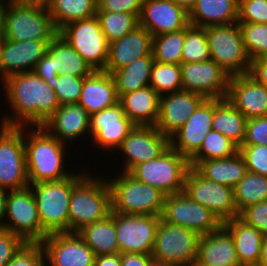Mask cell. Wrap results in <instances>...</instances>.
<instances>
[{
	"label": "cell",
	"mask_w": 267,
	"mask_h": 266,
	"mask_svg": "<svg viewBox=\"0 0 267 266\" xmlns=\"http://www.w3.org/2000/svg\"><path fill=\"white\" fill-rule=\"evenodd\" d=\"M2 84L3 95L13 110V116L10 112L1 118L3 126H43L60 106L54 89L33 71L10 75Z\"/></svg>",
	"instance_id": "cell-1"
},
{
	"label": "cell",
	"mask_w": 267,
	"mask_h": 266,
	"mask_svg": "<svg viewBox=\"0 0 267 266\" xmlns=\"http://www.w3.org/2000/svg\"><path fill=\"white\" fill-rule=\"evenodd\" d=\"M30 129L29 132V127H24L29 184L60 181L70 177L73 173L65 169L67 164H64L68 153L65 150L67 144L49 134L42 126H32Z\"/></svg>",
	"instance_id": "cell-2"
},
{
	"label": "cell",
	"mask_w": 267,
	"mask_h": 266,
	"mask_svg": "<svg viewBox=\"0 0 267 266\" xmlns=\"http://www.w3.org/2000/svg\"><path fill=\"white\" fill-rule=\"evenodd\" d=\"M110 212L111 191L107 178L89 172L72 189L68 233H77L86 225L102 221Z\"/></svg>",
	"instance_id": "cell-3"
},
{
	"label": "cell",
	"mask_w": 267,
	"mask_h": 266,
	"mask_svg": "<svg viewBox=\"0 0 267 266\" xmlns=\"http://www.w3.org/2000/svg\"><path fill=\"white\" fill-rule=\"evenodd\" d=\"M80 171L60 181L31 184L42 229L47 233H68L69 203L73 187L87 174Z\"/></svg>",
	"instance_id": "cell-4"
},
{
	"label": "cell",
	"mask_w": 267,
	"mask_h": 266,
	"mask_svg": "<svg viewBox=\"0 0 267 266\" xmlns=\"http://www.w3.org/2000/svg\"><path fill=\"white\" fill-rule=\"evenodd\" d=\"M120 174L107 179L111 191V211L125 215L161 216L166 194L136 180L128 172L121 171Z\"/></svg>",
	"instance_id": "cell-5"
},
{
	"label": "cell",
	"mask_w": 267,
	"mask_h": 266,
	"mask_svg": "<svg viewBox=\"0 0 267 266\" xmlns=\"http://www.w3.org/2000/svg\"><path fill=\"white\" fill-rule=\"evenodd\" d=\"M4 39L11 41H52L57 35L46 7L16 4L7 0L4 7Z\"/></svg>",
	"instance_id": "cell-6"
},
{
	"label": "cell",
	"mask_w": 267,
	"mask_h": 266,
	"mask_svg": "<svg viewBox=\"0 0 267 266\" xmlns=\"http://www.w3.org/2000/svg\"><path fill=\"white\" fill-rule=\"evenodd\" d=\"M190 167L187 158L169 147L158 158L138 164L128 173L136 180L172 195L183 192Z\"/></svg>",
	"instance_id": "cell-7"
},
{
	"label": "cell",
	"mask_w": 267,
	"mask_h": 266,
	"mask_svg": "<svg viewBox=\"0 0 267 266\" xmlns=\"http://www.w3.org/2000/svg\"><path fill=\"white\" fill-rule=\"evenodd\" d=\"M204 28L211 60L230 77L249 73L251 59L246 52L239 23Z\"/></svg>",
	"instance_id": "cell-8"
},
{
	"label": "cell",
	"mask_w": 267,
	"mask_h": 266,
	"mask_svg": "<svg viewBox=\"0 0 267 266\" xmlns=\"http://www.w3.org/2000/svg\"><path fill=\"white\" fill-rule=\"evenodd\" d=\"M58 34L62 36L94 71H104L108 61L109 43L98 17L70 22Z\"/></svg>",
	"instance_id": "cell-9"
},
{
	"label": "cell",
	"mask_w": 267,
	"mask_h": 266,
	"mask_svg": "<svg viewBox=\"0 0 267 266\" xmlns=\"http://www.w3.org/2000/svg\"><path fill=\"white\" fill-rule=\"evenodd\" d=\"M200 235L160 218L151 257L177 266H192L196 261Z\"/></svg>",
	"instance_id": "cell-10"
},
{
	"label": "cell",
	"mask_w": 267,
	"mask_h": 266,
	"mask_svg": "<svg viewBox=\"0 0 267 266\" xmlns=\"http://www.w3.org/2000/svg\"><path fill=\"white\" fill-rule=\"evenodd\" d=\"M5 218L2 228L19 236L25 243H40L48 235L41 227L30 186L8 191Z\"/></svg>",
	"instance_id": "cell-11"
},
{
	"label": "cell",
	"mask_w": 267,
	"mask_h": 266,
	"mask_svg": "<svg viewBox=\"0 0 267 266\" xmlns=\"http://www.w3.org/2000/svg\"><path fill=\"white\" fill-rule=\"evenodd\" d=\"M29 186L24 126L0 125V187L20 190Z\"/></svg>",
	"instance_id": "cell-12"
},
{
	"label": "cell",
	"mask_w": 267,
	"mask_h": 266,
	"mask_svg": "<svg viewBox=\"0 0 267 266\" xmlns=\"http://www.w3.org/2000/svg\"><path fill=\"white\" fill-rule=\"evenodd\" d=\"M183 192L196 203L211 210L222 224L239 217L234 189L205 179L193 167L187 172Z\"/></svg>",
	"instance_id": "cell-13"
},
{
	"label": "cell",
	"mask_w": 267,
	"mask_h": 266,
	"mask_svg": "<svg viewBox=\"0 0 267 266\" xmlns=\"http://www.w3.org/2000/svg\"><path fill=\"white\" fill-rule=\"evenodd\" d=\"M161 219L199 235L212 233L223 225L211 210L196 203L184 192L166 195Z\"/></svg>",
	"instance_id": "cell-14"
},
{
	"label": "cell",
	"mask_w": 267,
	"mask_h": 266,
	"mask_svg": "<svg viewBox=\"0 0 267 266\" xmlns=\"http://www.w3.org/2000/svg\"><path fill=\"white\" fill-rule=\"evenodd\" d=\"M161 216L125 215L114 212L120 253L151 254Z\"/></svg>",
	"instance_id": "cell-15"
},
{
	"label": "cell",
	"mask_w": 267,
	"mask_h": 266,
	"mask_svg": "<svg viewBox=\"0 0 267 266\" xmlns=\"http://www.w3.org/2000/svg\"><path fill=\"white\" fill-rule=\"evenodd\" d=\"M182 89L207 99L227 97L230 76L213 60L181 63Z\"/></svg>",
	"instance_id": "cell-16"
},
{
	"label": "cell",
	"mask_w": 267,
	"mask_h": 266,
	"mask_svg": "<svg viewBox=\"0 0 267 266\" xmlns=\"http://www.w3.org/2000/svg\"><path fill=\"white\" fill-rule=\"evenodd\" d=\"M134 127L135 124L125 115L118 102L90 115L88 135L99 150L116 151Z\"/></svg>",
	"instance_id": "cell-17"
},
{
	"label": "cell",
	"mask_w": 267,
	"mask_h": 266,
	"mask_svg": "<svg viewBox=\"0 0 267 266\" xmlns=\"http://www.w3.org/2000/svg\"><path fill=\"white\" fill-rule=\"evenodd\" d=\"M169 147V137L156 126L135 125L117 150L125 155L122 172H129L138 164L158 158Z\"/></svg>",
	"instance_id": "cell-18"
},
{
	"label": "cell",
	"mask_w": 267,
	"mask_h": 266,
	"mask_svg": "<svg viewBox=\"0 0 267 266\" xmlns=\"http://www.w3.org/2000/svg\"><path fill=\"white\" fill-rule=\"evenodd\" d=\"M40 243L46 266H94L95 254L78 233H50Z\"/></svg>",
	"instance_id": "cell-19"
},
{
	"label": "cell",
	"mask_w": 267,
	"mask_h": 266,
	"mask_svg": "<svg viewBox=\"0 0 267 266\" xmlns=\"http://www.w3.org/2000/svg\"><path fill=\"white\" fill-rule=\"evenodd\" d=\"M214 99L205 98L185 124L169 137L170 147L190 160L212 129Z\"/></svg>",
	"instance_id": "cell-20"
},
{
	"label": "cell",
	"mask_w": 267,
	"mask_h": 266,
	"mask_svg": "<svg viewBox=\"0 0 267 266\" xmlns=\"http://www.w3.org/2000/svg\"><path fill=\"white\" fill-rule=\"evenodd\" d=\"M188 24V13L174 1L143 0L139 25L153 37L181 30Z\"/></svg>",
	"instance_id": "cell-21"
},
{
	"label": "cell",
	"mask_w": 267,
	"mask_h": 266,
	"mask_svg": "<svg viewBox=\"0 0 267 266\" xmlns=\"http://www.w3.org/2000/svg\"><path fill=\"white\" fill-rule=\"evenodd\" d=\"M226 98L246 119L267 116V87L249 73L230 78Z\"/></svg>",
	"instance_id": "cell-22"
},
{
	"label": "cell",
	"mask_w": 267,
	"mask_h": 266,
	"mask_svg": "<svg viewBox=\"0 0 267 266\" xmlns=\"http://www.w3.org/2000/svg\"><path fill=\"white\" fill-rule=\"evenodd\" d=\"M205 98L184 89L160 96L156 128L170 137L181 128Z\"/></svg>",
	"instance_id": "cell-23"
},
{
	"label": "cell",
	"mask_w": 267,
	"mask_h": 266,
	"mask_svg": "<svg viewBox=\"0 0 267 266\" xmlns=\"http://www.w3.org/2000/svg\"><path fill=\"white\" fill-rule=\"evenodd\" d=\"M50 42L4 39L0 59V81L13 74L32 72L36 63L46 54Z\"/></svg>",
	"instance_id": "cell-24"
},
{
	"label": "cell",
	"mask_w": 267,
	"mask_h": 266,
	"mask_svg": "<svg viewBox=\"0 0 267 266\" xmlns=\"http://www.w3.org/2000/svg\"><path fill=\"white\" fill-rule=\"evenodd\" d=\"M89 120L87 111L79 103H73L60 105L42 127L59 141L70 144L90 133Z\"/></svg>",
	"instance_id": "cell-25"
},
{
	"label": "cell",
	"mask_w": 267,
	"mask_h": 266,
	"mask_svg": "<svg viewBox=\"0 0 267 266\" xmlns=\"http://www.w3.org/2000/svg\"><path fill=\"white\" fill-rule=\"evenodd\" d=\"M152 41L153 36L142 26H137L130 33L109 44L108 61L104 71L111 74L137 58L151 55Z\"/></svg>",
	"instance_id": "cell-26"
},
{
	"label": "cell",
	"mask_w": 267,
	"mask_h": 266,
	"mask_svg": "<svg viewBox=\"0 0 267 266\" xmlns=\"http://www.w3.org/2000/svg\"><path fill=\"white\" fill-rule=\"evenodd\" d=\"M193 264L240 266L231 233L223 225L212 233L200 235Z\"/></svg>",
	"instance_id": "cell-27"
},
{
	"label": "cell",
	"mask_w": 267,
	"mask_h": 266,
	"mask_svg": "<svg viewBox=\"0 0 267 266\" xmlns=\"http://www.w3.org/2000/svg\"><path fill=\"white\" fill-rule=\"evenodd\" d=\"M119 97L112 75L105 71H94L84 78L78 103L89 115L114 106Z\"/></svg>",
	"instance_id": "cell-28"
},
{
	"label": "cell",
	"mask_w": 267,
	"mask_h": 266,
	"mask_svg": "<svg viewBox=\"0 0 267 266\" xmlns=\"http://www.w3.org/2000/svg\"><path fill=\"white\" fill-rule=\"evenodd\" d=\"M125 115L139 126H155L159 116L160 95L150 86L119 97Z\"/></svg>",
	"instance_id": "cell-29"
},
{
	"label": "cell",
	"mask_w": 267,
	"mask_h": 266,
	"mask_svg": "<svg viewBox=\"0 0 267 266\" xmlns=\"http://www.w3.org/2000/svg\"><path fill=\"white\" fill-rule=\"evenodd\" d=\"M239 0H196L188 13L189 24L199 27L238 22Z\"/></svg>",
	"instance_id": "cell-30"
},
{
	"label": "cell",
	"mask_w": 267,
	"mask_h": 266,
	"mask_svg": "<svg viewBox=\"0 0 267 266\" xmlns=\"http://www.w3.org/2000/svg\"><path fill=\"white\" fill-rule=\"evenodd\" d=\"M223 226L231 233L240 266H257L264 235L239 217Z\"/></svg>",
	"instance_id": "cell-31"
},
{
	"label": "cell",
	"mask_w": 267,
	"mask_h": 266,
	"mask_svg": "<svg viewBox=\"0 0 267 266\" xmlns=\"http://www.w3.org/2000/svg\"><path fill=\"white\" fill-rule=\"evenodd\" d=\"M205 179L234 188L247 173L240 152L224 159L200 161L193 167Z\"/></svg>",
	"instance_id": "cell-32"
},
{
	"label": "cell",
	"mask_w": 267,
	"mask_h": 266,
	"mask_svg": "<svg viewBox=\"0 0 267 266\" xmlns=\"http://www.w3.org/2000/svg\"><path fill=\"white\" fill-rule=\"evenodd\" d=\"M46 53L52 58L58 75L85 78L94 72L86 60L59 34L49 43Z\"/></svg>",
	"instance_id": "cell-33"
},
{
	"label": "cell",
	"mask_w": 267,
	"mask_h": 266,
	"mask_svg": "<svg viewBox=\"0 0 267 266\" xmlns=\"http://www.w3.org/2000/svg\"><path fill=\"white\" fill-rule=\"evenodd\" d=\"M247 119L227 99H214L212 130L220 132L240 147L246 135Z\"/></svg>",
	"instance_id": "cell-34"
},
{
	"label": "cell",
	"mask_w": 267,
	"mask_h": 266,
	"mask_svg": "<svg viewBox=\"0 0 267 266\" xmlns=\"http://www.w3.org/2000/svg\"><path fill=\"white\" fill-rule=\"evenodd\" d=\"M77 233L93 250L95 256L119 253L112 211L104 220L86 225Z\"/></svg>",
	"instance_id": "cell-35"
},
{
	"label": "cell",
	"mask_w": 267,
	"mask_h": 266,
	"mask_svg": "<svg viewBox=\"0 0 267 266\" xmlns=\"http://www.w3.org/2000/svg\"><path fill=\"white\" fill-rule=\"evenodd\" d=\"M153 55L137 58L129 65L111 73L118 97L149 86Z\"/></svg>",
	"instance_id": "cell-36"
},
{
	"label": "cell",
	"mask_w": 267,
	"mask_h": 266,
	"mask_svg": "<svg viewBox=\"0 0 267 266\" xmlns=\"http://www.w3.org/2000/svg\"><path fill=\"white\" fill-rule=\"evenodd\" d=\"M48 11L59 31L70 22L95 16L97 0H52Z\"/></svg>",
	"instance_id": "cell-37"
},
{
	"label": "cell",
	"mask_w": 267,
	"mask_h": 266,
	"mask_svg": "<svg viewBox=\"0 0 267 266\" xmlns=\"http://www.w3.org/2000/svg\"><path fill=\"white\" fill-rule=\"evenodd\" d=\"M233 189L235 205L240 213L250 205L267 200V177L247 171Z\"/></svg>",
	"instance_id": "cell-38"
},
{
	"label": "cell",
	"mask_w": 267,
	"mask_h": 266,
	"mask_svg": "<svg viewBox=\"0 0 267 266\" xmlns=\"http://www.w3.org/2000/svg\"><path fill=\"white\" fill-rule=\"evenodd\" d=\"M238 152L239 147L234 142L220 132L211 129L189 163L191 167H194L200 161L229 158Z\"/></svg>",
	"instance_id": "cell-39"
},
{
	"label": "cell",
	"mask_w": 267,
	"mask_h": 266,
	"mask_svg": "<svg viewBox=\"0 0 267 266\" xmlns=\"http://www.w3.org/2000/svg\"><path fill=\"white\" fill-rule=\"evenodd\" d=\"M185 28L153 37L152 55L160 63L181 64Z\"/></svg>",
	"instance_id": "cell-40"
},
{
	"label": "cell",
	"mask_w": 267,
	"mask_h": 266,
	"mask_svg": "<svg viewBox=\"0 0 267 266\" xmlns=\"http://www.w3.org/2000/svg\"><path fill=\"white\" fill-rule=\"evenodd\" d=\"M101 30L108 43H112L139 26V17L124 12L97 11Z\"/></svg>",
	"instance_id": "cell-41"
},
{
	"label": "cell",
	"mask_w": 267,
	"mask_h": 266,
	"mask_svg": "<svg viewBox=\"0 0 267 266\" xmlns=\"http://www.w3.org/2000/svg\"><path fill=\"white\" fill-rule=\"evenodd\" d=\"M149 86L160 96L181 90L180 64L160 63L154 60Z\"/></svg>",
	"instance_id": "cell-42"
},
{
	"label": "cell",
	"mask_w": 267,
	"mask_h": 266,
	"mask_svg": "<svg viewBox=\"0 0 267 266\" xmlns=\"http://www.w3.org/2000/svg\"><path fill=\"white\" fill-rule=\"evenodd\" d=\"M211 60L208 39L204 27L188 24L182 48V63Z\"/></svg>",
	"instance_id": "cell-43"
},
{
	"label": "cell",
	"mask_w": 267,
	"mask_h": 266,
	"mask_svg": "<svg viewBox=\"0 0 267 266\" xmlns=\"http://www.w3.org/2000/svg\"><path fill=\"white\" fill-rule=\"evenodd\" d=\"M239 27L251 61L267 58V23H239Z\"/></svg>",
	"instance_id": "cell-44"
},
{
	"label": "cell",
	"mask_w": 267,
	"mask_h": 266,
	"mask_svg": "<svg viewBox=\"0 0 267 266\" xmlns=\"http://www.w3.org/2000/svg\"><path fill=\"white\" fill-rule=\"evenodd\" d=\"M83 77L74 75H58L52 83H47L54 89L60 105L78 103L83 86Z\"/></svg>",
	"instance_id": "cell-45"
},
{
	"label": "cell",
	"mask_w": 267,
	"mask_h": 266,
	"mask_svg": "<svg viewBox=\"0 0 267 266\" xmlns=\"http://www.w3.org/2000/svg\"><path fill=\"white\" fill-rule=\"evenodd\" d=\"M41 243H24L6 266H46Z\"/></svg>",
	"instance_id": "cell-46"
},
{
	"label": "cell",
	"mask_w": 267,
	"mask_h": 266,
	"mask_svg": "<svg viewBox=\"0 0 267 266\" xmlns=\"http://www.w3.org/2000/svg\"><path fill=\"white\" fill-rule=\"evenodd\" d=\"M247 170L267 177V145H241Z\"/></svg>",
	"instance_id": "cell-47"
},
{
	"label": "cell",
	"mask_w": 267,
	"mask_h": 266,
	"mask_svg": "<svg viewBox=\"0 0 267 266\" xmlns=\"http://www.w3.org/2000/svg\"><path fill=\"white\" fill-rule=\"evenodd\" d=\"M238 23H267V0H239Z\"/></svg>",
	"instance_id": "cell-48"
},
{
	"label": "cell",
	"mask_w": 267,
	"mask_h": 266,
	"mask_svg": "<svg viewBox=\"0 0 267 266\" xmlns=\"http://www.w3.org/2000/svg\"><path fill=\"white\" fill-rule=\"evenodd\" d=\"M239 218L267 236V200L246 207L239 213Z\"/></svg>",
	"instance_id": "cell-49"
},
{
	"label": "cell",
	"mask_w": 267,
	"mask_h": 266,
	"mask_svg": "<svg viewBox=\"0 0 267 266\" xmlns=\"http://www.w3.org/2000/svg\"><path fill=\"white\" fill-rule=\"evenodd\" d=\"M242 145H267V116L247 119Z\"/></svg>",
	"instance_id": "cell-50"
},
{
	"label": "cell",
	"mask_w": 267,
	"mask_h": 266,
	"mask_svg": "<svg viewBox=\"0 0 267 266\" xmlns=\"http://www.w3.org/2000/svg\"><path fill=\"white\" fill-rule=\"evenodd\" d=\"M24 243L19 236L0 227V266H6Z\"/></svg>",
	"instance_id": "cell-51"
},
{
	"label": "cell",
	"mask_w": 267,
	"mask_h": 266,
	"mask_svg": "<svg viewBox=\"0 0 267 266\" xmlns=\"http://www.w3.org/2000/svg\"><path fill=\"white\" fill-rule=\"evenodd\" d=\"M143 0H97V11L124 12L140 17Z\"/></svg>",
	"instance_id": "cell-52"
},
{
	"label": "cell",
	"mask_w": 267,
	"mask_h": 266,
	"mask_svg": "<svg viewBox=\"0 0 267 266\" xmlns=\"http://www.w3.org/2000/svg\"><path fill=\"white\" fill-rule=\"evenodd\" d=\"M33 72L47 83H52L54 78L58 77L57 71L54 70L53 60L47 53L36 63Z\"/></svg>",
	"instance_id": "cell-53"
},
{
	"label": "cell",
	"mask_w": 267,
	"mask_h": 266,
	"mask_svg": "<svg viewBox=\"0 0 267 266\" xmlns=\"http://www.w3.org/2000/svg\"><path fill=\"white\" fill-rule=\"evenodd\" d=\"M151 254L120 253L121 266H150Z\"/></svg>",
	"instance_id": "cell-54"
},
{
	"label": "cell",
	"mask_w": 267,
	"mask_h": 266,
	"mask_svg": "<svg viewBox=\"0 0 267 266\" xmlns=\"http://www.w3.org/2000/svg\"><path fill=\"white\" fill-rule=\"evenodd\" d=\"M249 74L267 87V58H258L251 61Z\"/></svg>",
	"instance_id": "cell-55"
},
{
	"label": "cell",
	"mask_w": 267,
	"mask_h": 266,
	"mask_svg": "<svg viewBox=\"0 0 267 266\" xmlns=\"http://www.w3.org/2000/svg\"><path fill=\"white\" fill-rule=\"evenodd\" d=\"M94 266H121L120 254L95 256Z\"/></svg>",
	"instance_id": "cell-56"
},
{
	"label": "cell",
	"mask_w": 267,
	"mask_h": 266,
	"mask_svg": "<svg viewBox=\"0 0 267 266\" xmlns=\"http://www.w3.org/2000/svg\"><path fill=\"white\" fill-rule=\"evenodd\" d=\"M7 189L0 187V227L3 226L6 215V199L8 194Z\"/></svg>",
	"instance_id": "cell-57"
},
{
	"label": "cell",
	"mask_w": 267,
	"mask_h": 266,
	"mask_svg": "<svg viewBox=\"0 0 267 266\" xmlns=\"http://www.w3.org/2000/svg\"><path fill=\"white\" fill-rule=\"evenodd\" d=\"M20 5H28L35 7H46L50 6L52 0H10Z\"/></svg>",
	"instance_id": "cell-58"
},
{
	"label": "cell",
	"mask_w": 267,
	"mask_h": 266,
	"mask_svg": "<svg viewBox=\"0 0 267 266\" xmlns=\"http://www.w3.org/2000/svg\"><path fill=\"white\" fill-rule=\"evenodd\" d=\"M257 266H267V236H264L263 238L260 258Z\"/></svg>",
	"instance_id": "cell-59"
},
{
	"label": "cell",
	"mask_w": 267,
	"mask_h": 266,
	"mask_svg": "<svg viewBox=\"0 0 267 266\" xmlns=\"http://www.w3.org/2000/svg\"><path fill=\"white\" fill-rule=\"evenodd\" d=\"M177 5L182 7L187 13L191 11V9L194 7L196 0H172Z\"/></svg>",
	"instance_id": "cell-60"
},
{
	"label": "cell",
	"mask_w": 267,
	"mask_h": 266,
	"mask_svg": "<svg viewBox=\"0 0 267 266\" xmlns=\"http://www.w3.org/2000/svg\"><path fill=\"white\" fill-rule=\"evenodd\" d=\"M6 1V0H5ZM4 0H0V38L4 37V7H5V2Z\"/></svg>",
	"instance_id": "cell-61"
},
{
	"label": "cell",
	"mask_w": 267,
	"mask_h": 266,
	"mask_svg": "<svg viewBox=\"0 0 267 266\" xmlns=\"http://www.w3.org/2000/svg\"><path fill=\"white\" fill-rule=\"evenodd\" d=\"M150 266H177V265L152 259Z\"/></svg>",
	"instance_id": "cell-62"
},
{
	"label": "cell",
	"mask_w": 267,
	"mask_h": 266,
	"mask_svg": "<svg viewBox=\"0 0 267 266\" xmlns=\"http://www.w3.org/2000/svg\"><path fill=\"white\" fill-rule=\"evenodd\" d=\"M3 40H4V37L3 38H0V59H1V52H2Z\"/></svg>",
	"instance_id": "cell-63"
},
{
	"label": "cell",
	"mask_w": 267,
	"mask_h": 266,
	"mask_svg": "<svg viewBox=\"0 0 267 266\" xmlns=\"http://www.w3.org/2000/svg\"><path fill=\"white\" fill-rule=\"evenodd\" d=\"M192 266H211V265H207V264H193ZM216 266V265H214Z\"/></svg>",
	"instance_id": "cell-64"
}]
</instances>
